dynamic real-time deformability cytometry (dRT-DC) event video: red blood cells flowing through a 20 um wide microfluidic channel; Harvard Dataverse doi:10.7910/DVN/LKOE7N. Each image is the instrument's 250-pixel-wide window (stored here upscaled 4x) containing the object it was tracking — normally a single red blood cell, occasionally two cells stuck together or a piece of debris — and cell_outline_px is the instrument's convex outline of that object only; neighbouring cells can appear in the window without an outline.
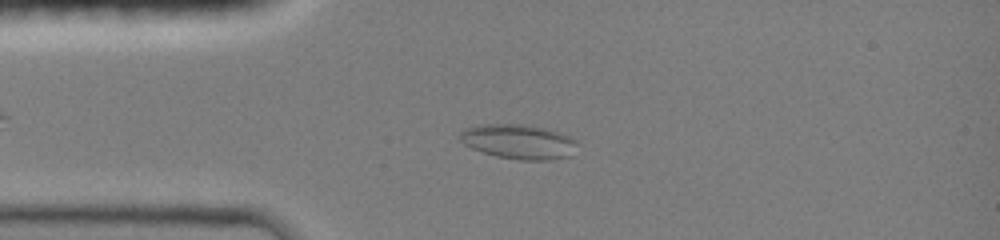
{"species": "common noctule bat (a hibernating species)", "species_latin": "Nyctalus noctula", "temperature_condition": "room temperature", "stored_images_in_passage": 38, "camera_frame_rate_fps": 3000, "um_per_image_px": 0.085, "animal": {"sex": "female", "body_mass_g": 19.0, "forearm_length_mm": 51.5}, "frame": {"image": 1, "passage_image": 5, "time_ms": 1.667, "image_size_px": [1000, 240], "cell_outline_px": [[576, 140], [568, 156], [548, 160], [520, 160], [496, 156], [472, 148], [464, 144], [460, 140], [460, 132], [464, 128], [488, 124], [512, 124], [544, 128], [568, 136]], "centroid_in_image_um": [44.01, 12.04], "position_along_channel_um": 41.0, "area_um2": 22.95}}
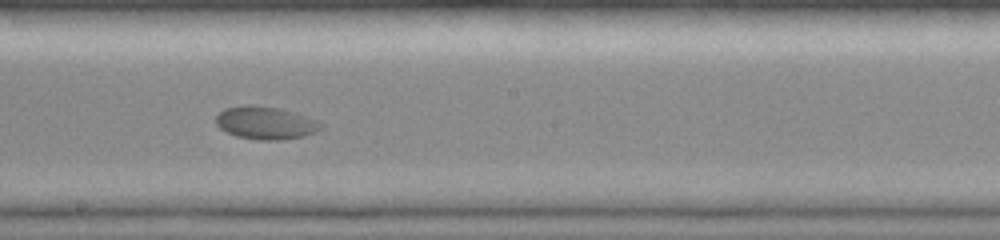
{"frame": {"image": 2, "passage_image": 17, "time_ms": 6.667, "image_size_px": [1000, 240], "cell_outline_px": [[324, 124], [316, 132], [304, 136], [280, 140], [256, 140], [236, 136], [220, 128], [216, 124], [216, 116], [224, 108], [248, 104], [280, 108], [320, 120]], "centroid_in_image_um": [22.59, 10.44], "position_along_channel_um": 225.6, "area_um2": 20.23}}
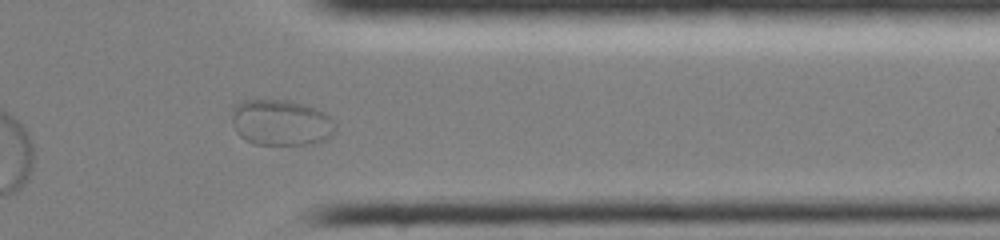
{"frame": {"image": 3, "passage_image": 31, "time_ms": 10.667, "image_size_px": [1000, 240], "cell_outline_px": [[336, 132], [332, 136], [324, 140], [312, 144], [252, 144], [244, 140], [236, 132], [232, 124], [232, 108], [236, 104], [244, 100], [288, 100], [304, 104], [316, 108], [324, 112], [336, 124]], "centroid_in_image_um": [23.88, 10.42], "position_along_channel_um": 387.5, "area_um2": 28.03}}